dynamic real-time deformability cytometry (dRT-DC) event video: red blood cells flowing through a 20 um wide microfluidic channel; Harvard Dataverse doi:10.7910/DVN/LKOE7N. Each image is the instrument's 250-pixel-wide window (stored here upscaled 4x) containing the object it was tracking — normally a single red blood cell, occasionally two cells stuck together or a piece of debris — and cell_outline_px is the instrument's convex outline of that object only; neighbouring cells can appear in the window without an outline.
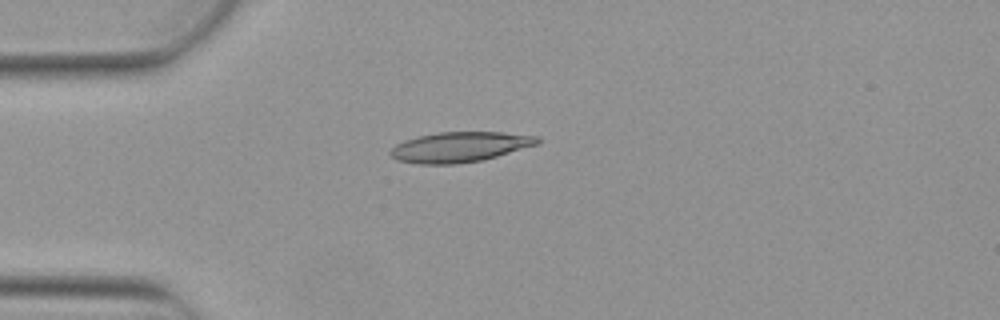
{"species": "Egyptian fruit bat (a non-hibernating species)", "species_latin": "Rousettus aegyptiacus", "temperature_condition": "warm", "stored_images_in_passage": 6, "camera_frame_rate_fps": 3000, "um_per_image_px": 0.085, "animal": {"sex": "female"}, "frame": {"image": 1, "passage_image": 3, "time_ms": 0.667, "image_size_px": [1000, 320], "cell_outline_px": [[540, 144], [496, 156], [480, 160], [456, 164], [420, 164], [396, 160], [388, 152], [396, 144], [404, 140], [416, 136], [436, 132], [500, 132], [540, 136]], "centroid_in_image_um": [39.07, 12.48], "position_along_channel_um": 45.9, "area_um2": 25.95}}
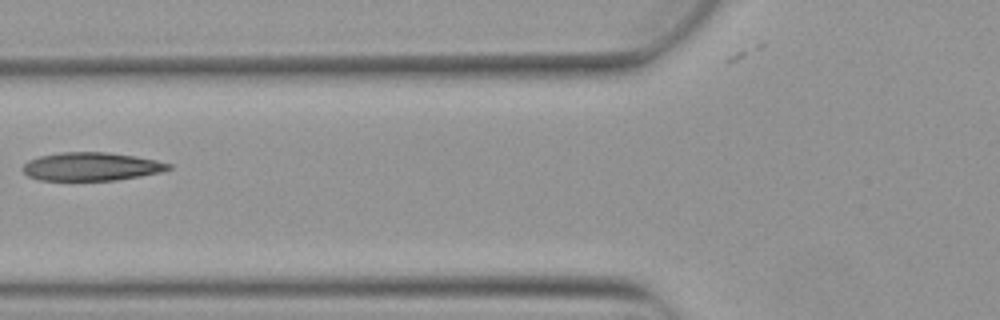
{"frame": {"image": 2, "passage_image": 5, "time_ms": 1.333, "image_size_px": [1000, 320], "cell_outline_px": [[172, 168], [160, 172], [140, 176], [116, 180], [40, 180], [28, 176], [20, 168], [28, 160], [40, 156], [60, 152], [108, 152], [156, 160], [172, 164]], "centroid_in_image_um": [7.74, 14.15], "position_along_channel_um": 118.1, "area_um2": 23.99}}